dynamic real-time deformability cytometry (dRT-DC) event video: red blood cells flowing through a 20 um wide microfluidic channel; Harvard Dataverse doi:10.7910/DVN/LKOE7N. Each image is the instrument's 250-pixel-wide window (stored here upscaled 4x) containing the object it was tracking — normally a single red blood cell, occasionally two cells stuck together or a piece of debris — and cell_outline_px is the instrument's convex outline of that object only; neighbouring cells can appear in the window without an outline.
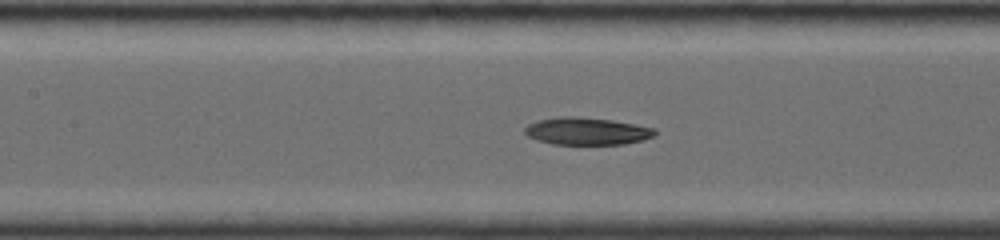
{"species": "common noctule bat (a hibernating species)", "species_latin": "Nyctalus noctula", "temperature_condition": "room temperature", "stored_images_in_passage": 12, "camera_frame_rate_fps": 4000, "um_per_image_px": 0.085, "animal": {"sex": "female", "body_mass_g": 19.0, "forearm_length_mm": 56.7}, "frame": {"image": 1, "passage_image": 10, "time_ms": 3.5, "image_size_px": [1000, 240], "cell_outline_px": [[656, 136], [644, 140], [624, 144], [552, 144], [536, 140], [528, 136], [524, 132], [524, 128], [528, 124], [540, 120], [560, 116], [576, 116], [612, 120], [636, 124], [656, 128]], "centroid_in_image_um": [49.91, 11.15], "position_along_channel_um": 157.5, "area_um2": 20.92}}